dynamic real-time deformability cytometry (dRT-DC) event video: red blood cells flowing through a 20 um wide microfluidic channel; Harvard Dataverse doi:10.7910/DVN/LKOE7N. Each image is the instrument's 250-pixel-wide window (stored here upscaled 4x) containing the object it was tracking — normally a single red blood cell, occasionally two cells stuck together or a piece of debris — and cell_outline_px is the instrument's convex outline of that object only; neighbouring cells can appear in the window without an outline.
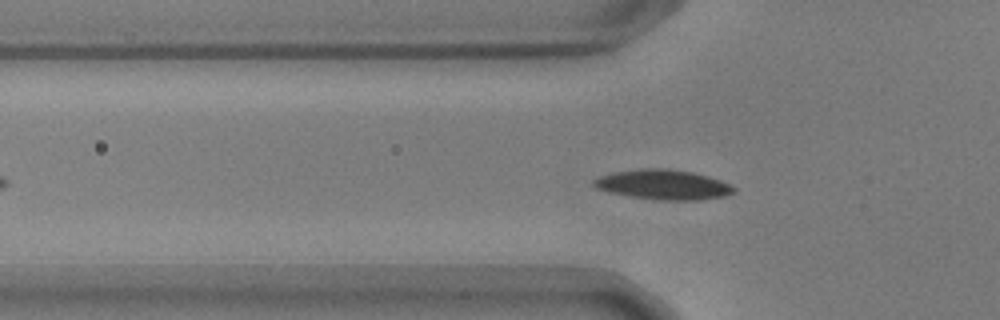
{"species": "common noctule bat (a hibernating species)", "species_latin": "Nyctalus noctula", "temperature_condition": "warm", "stored_images_in_passage": 40, "camera_frame_rate_fps": 3000, "um_per_image_px": 0.085, "animal": {"sex": "male", "body_mass_g": 17.9, "forearm_length_mm": 54.2}, "frame": {"image": 1, "passage_image": 14, "time_ms": 4.333, "image_size_px": [1000, 320], "cell_outline_px": [[736, 192], [724, 196], [700, 200], [656, 200], [608, 192], [596, 188], [592, 184], [592, 180], [600, 176], [612, 172], [640, 168], [668, 168], [692, 172], [708, 176], [720, 180], [736, 188]], "centroid_in_image_um": [56.36, 15.69], "position_along_channel_um": 69.4, "area_um2": 24.51}}
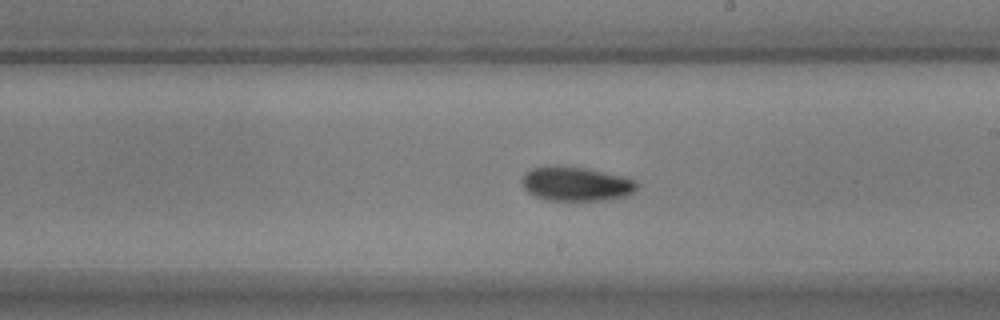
{"frame": {"image": 2, "passage_image": 28, "time_ms": 9.0, "image_size_px": [1000, 320], "cell_outline_px": [[636, 188], [628, 196], [608, 200], [548, 200], [536, 196], [528, 192], [520, 184], [520, 180], [524, 172], [532, 168], [544, 164], [556, 164], [584, 168], [624, 176], [636, 180]], "centroid_in_image_um": [48.9, 15.6], "position_along_channel_um": 240.1, "area_um2": 23.41}}
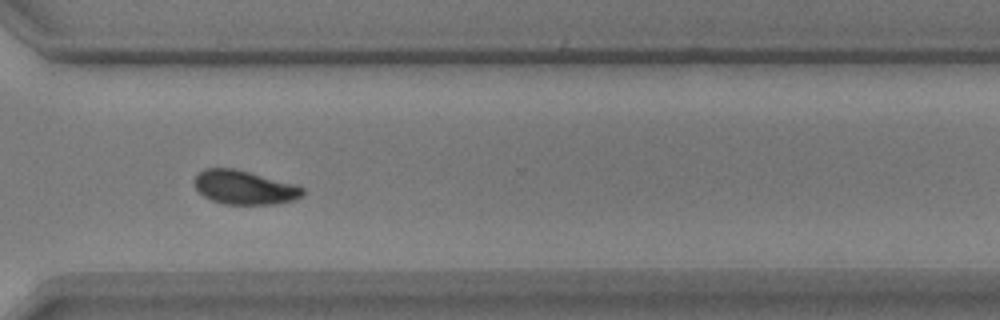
{"frame": {"image": 3, "passage_image": 37, "time_ms": 12.0, "image_size_px": [1000, 320], "cell_outline_px": [[304, 196], [296, 200], [276, 204], [224, 204], [212, 200], [204, 196], [196, 188], [196, 176], [204, 168], [236, 168], [296, 184], [304, 188]], "centroid_in_image_um": [20.84, 15.93], "position_along_channel_um": 349.8, "area_um2": 21.5}, "authors_computed_cell_mechanics": {"area_um2": 22.0218, "velocity_mm_per_s": 3.661, "shape_relaxation_time_tau1_ms": 2.7232, "shape_relaxation_time_tau2_ms": 3.1568, "deformation_change_tau1": 0.1164, "deformation_change_tau2": 0.0694}}